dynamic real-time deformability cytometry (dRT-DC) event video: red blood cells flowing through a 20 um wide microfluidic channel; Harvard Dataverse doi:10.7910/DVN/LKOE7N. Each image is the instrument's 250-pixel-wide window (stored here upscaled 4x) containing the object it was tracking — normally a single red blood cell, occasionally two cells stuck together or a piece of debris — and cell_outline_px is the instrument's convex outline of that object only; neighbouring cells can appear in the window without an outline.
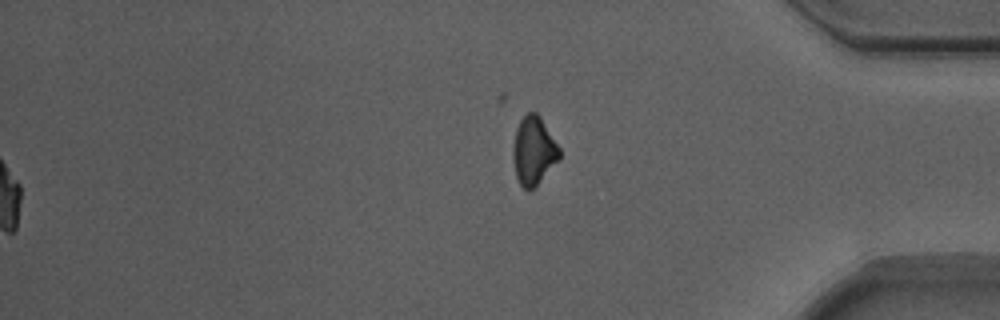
{"species": "Egyptian fruit bat (a non-hibernating species)", "species_latin": "Rousettus aegyptiacus", "temperature_condition": "warm", "stored_images_in_passage": 53, "segment_of_instrument_passage": [2, 2], "camera_frame_rate_fps": 3000, "um_per_image_px": 0.085, "animal": {"sex": "male"}, "frame": {"image": 1, "passage_image": 53, "time_ms": 17.333, "image_size_px": [1000, 320], "cell_outline_px": [[560, 160], [528, 192], [520, 184], [516, 176], [512, 156], [512, 152], [516, 128], [520, 120], [528, 112], [536, 112], [540, 116], [560, 148]], "centroid_in_image_um": [45.36, 12.8], "position_along_channel_um": 389.8, "area_um2": 18.38}}